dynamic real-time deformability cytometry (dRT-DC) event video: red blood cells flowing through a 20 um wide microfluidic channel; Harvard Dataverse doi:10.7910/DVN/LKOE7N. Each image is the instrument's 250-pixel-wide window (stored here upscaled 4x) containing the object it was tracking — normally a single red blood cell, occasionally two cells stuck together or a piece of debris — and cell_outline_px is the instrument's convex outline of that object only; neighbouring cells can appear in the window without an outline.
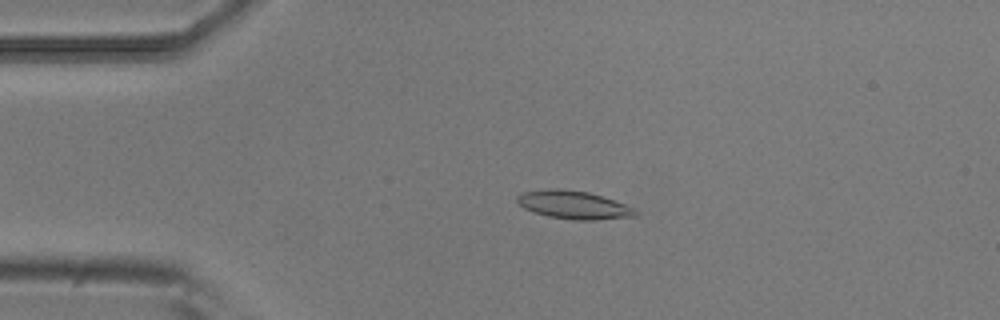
{"species": "common noctule bat (a hibernating species)", "species_latin": "Nyctalus noctula", "temperature_condition": "room temperature", "stored_images_in_passage": 5, "camera_frame_rate_fps": 3000, "um_per_image_px": 0.085, "animal": {"sex": "male", "body_mass_g": 20.5, "forearm_length_mm": 52.5}, "frame": {"image": 1, "passage_image": 4, "time_ms": 1.0, "image_size_px": [1000, 320], "cell_outline_px": [[636, 216], [596, 220], [572, 220], [548, 216], [524, 208], [516, 200], [516, 196], [520, 192], [556, 188], [588, 192], [624, 204], [632, 208], [636, 212]], "centroid_in_image_um": [48.71, 17.42], "position_along_channel_um": 36.3, "area_um2": 19.07}}